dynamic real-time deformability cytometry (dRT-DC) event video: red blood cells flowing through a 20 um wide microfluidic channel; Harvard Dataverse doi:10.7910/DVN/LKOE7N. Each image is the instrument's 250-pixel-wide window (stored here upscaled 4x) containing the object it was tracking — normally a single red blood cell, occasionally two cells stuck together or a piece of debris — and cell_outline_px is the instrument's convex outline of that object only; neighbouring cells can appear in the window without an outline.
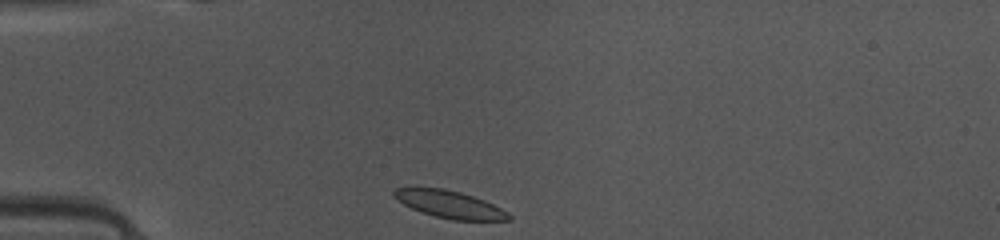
{"species": "common noctule bat (a hibernating species)", "species_latin": "Nyctalus noctula", "temperature_condition": "warm", "stored_images_in_passage": 37, "camera_frame_rate_fps": 3000, "um_per_image_px": 0.085, "animal": {"sex": "female", "body_mass_g": 10.0, "forearm_length_mm": 53.1}, "frame": {"image": 1, "passage_image": 1, "time_ms": 0.0, "image_size_px": [1000, 240], "cell_outline_px": [[512, 220], [452, 220], [420, 212], [404, 204], [392, 196], [392, 192], [396, 188], [444, 188], [460, 192], [484, 200], [508, 212], [512, 216]], "centroid_in_image_um": [38.22, 17.37], "position_along_channel_um": 46.8, "area_um2": 18.15}}
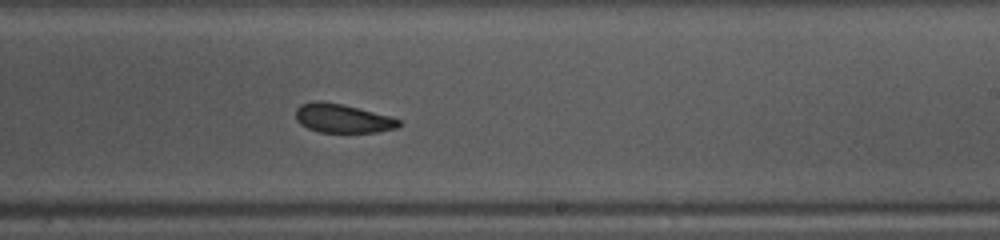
{"frame": {"image": 2, "passage_image": 18, "time_ms": 5.667, "image_size_px": [1000, 240], "cell_outline_px": [[400, 124], [396, 128], [376, 132], [320, 132], [308, 128], [300, 124], [296, 120], [296, 108], [300, 104], [316, 100], [320, 100], [340, 104], [388, 116], [400, 120]], "centroid_in_image_um": [29.05, 10.06], "position_along_channel_um": 259.9, "area_um2": 17.05}}
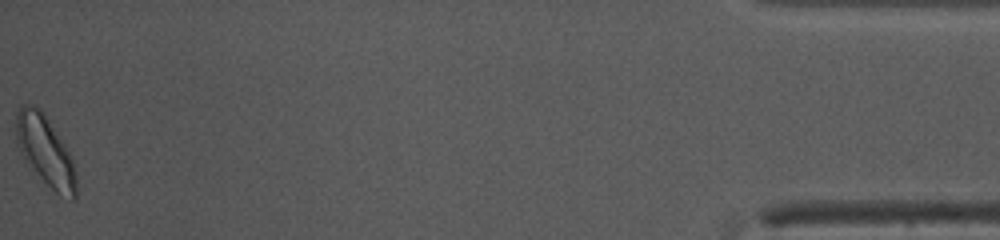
{"frame": {"image": 3, "passage_image": 37, "time_ms": 12.0, "image_size_px": [1000, 240], "cell_outline_px": [[76, 200], [72, 200], [56, 192], [24, 160], [16, 140], [16, 112], [20, 104], [32, 104], [40, 108], [44, 112], [64, 144], [72, 160], [76, 172]], "centroid_in_image_um": [3.84, 12.77], "position_along_channel_um": 431.4, "area_um2": 24.28}, "authors_computed_cell_mechanics": {"area_um2": 18.496, "velocity_mm_per_s": 4.1067, "shape_relaxation_time_tau1_ms": 5.6875, "shape_relaxation_time_tau2_ms": 6.8532, "deformation_change_tau1": 0.1389, "deformation_change_tau2": 0.1241}}